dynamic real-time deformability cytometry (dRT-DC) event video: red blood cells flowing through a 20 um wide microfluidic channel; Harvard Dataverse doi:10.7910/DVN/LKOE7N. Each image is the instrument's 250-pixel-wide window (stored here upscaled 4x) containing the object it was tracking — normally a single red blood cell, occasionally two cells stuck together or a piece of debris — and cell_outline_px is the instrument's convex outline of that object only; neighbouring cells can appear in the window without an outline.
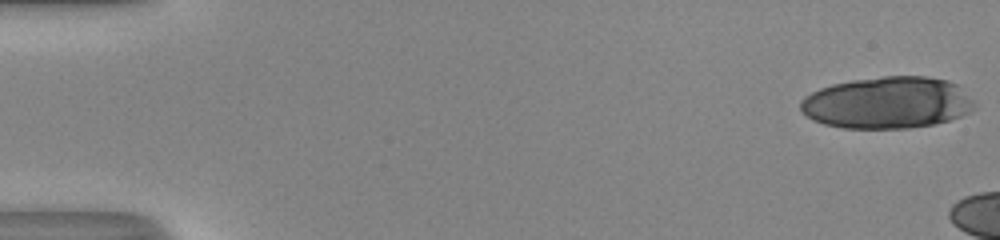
{"species": "human", "species_latin": "Homo sapiens", "temperature_condition": "room temperature", "stored_images_in_passage": 6, "camera_frame_rate_fps": 3000, "um_per_image_px": 0.085, "donor": {"sex": "male"}, "frame": {"image": 1, "passage_image": 1, "time_ms": 0.0, "image_size_px": [1000, 240], "cell_outline_px": [[976, 108], [960, 116], [948, 120], [932, 124], [908, 128], [844, 128], [824, 124], [812, 120], [800, 108], [800, 100], [804, 96], [820, 88], [832, 84], [852, 80], [884, 76], [928, 76], [948, 80], [956, 84], [976, 100]], "centroid_in_image_um": [75.45, 8.72], "position_along_channel_um": 9.6, "area_um2": 52.71}}